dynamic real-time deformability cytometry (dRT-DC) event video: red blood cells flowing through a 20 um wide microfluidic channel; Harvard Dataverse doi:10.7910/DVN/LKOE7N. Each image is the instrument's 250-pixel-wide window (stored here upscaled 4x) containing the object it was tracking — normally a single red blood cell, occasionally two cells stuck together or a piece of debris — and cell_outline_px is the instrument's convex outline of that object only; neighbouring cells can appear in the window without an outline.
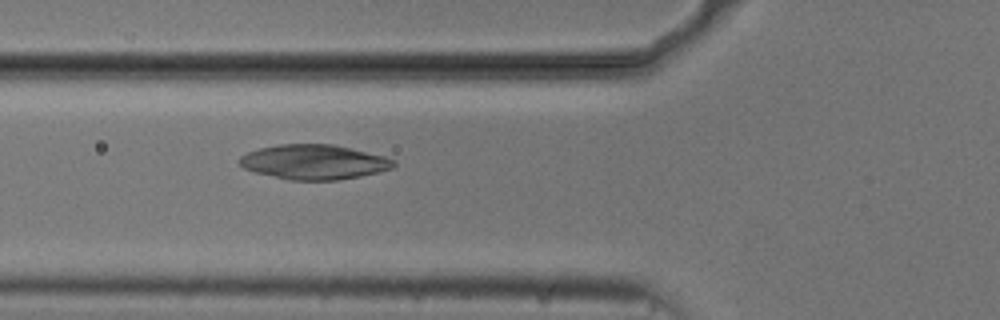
{"species": "common noctule bat (a hibernating species)", "species_latin": "Nyctalus noctula", "temperature_condition": "cold", "stored_images_in_passage": 54, "camera_frame_rate_fps": 3000, "um_per_image_px": 0.085, "animal": {"sex": "male", "body_mass_g": 20.5, "forearm_length_mm": 52.5}, "frame": {"image": 1, "passage_image": 20, "time_ms": 6.333, "image_size_px": [1000, 320], "cell_outline_px": [[396, 164], [392, 168], [380, 172], [360, 176], [336, 180], [288, 180], [256, 172], [244, 168], [236, 160], [240, 156], [248, 152], [260, 148], [276, 144], [336, 144], [384, 156], [396, 160]], "centroid_in_image_um": [26.7, 13.76], "position_along_channel_um": 99.1, "area_um2": 31.39}}
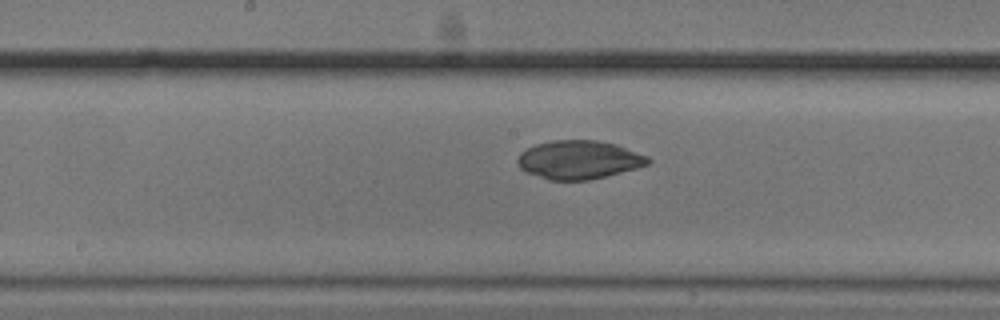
{"frame": {"image": 2, "passage_image": 28, "time_ms": 9.0, "image_size_px": [1000, 320], "cell_outline_px": [[652, 160], [648, 164], [636, 168], [588, 180], [548, 180], [524, 172], [520, 168], [516, 160], [520, 152], [536, 144], [552, 140], [596, 140], [616, 144], [648, 156]], "centroid_in_image_um": [49.17, 13.58], "position_along_channel_um": 199.0, "area_um2": 29.3}}
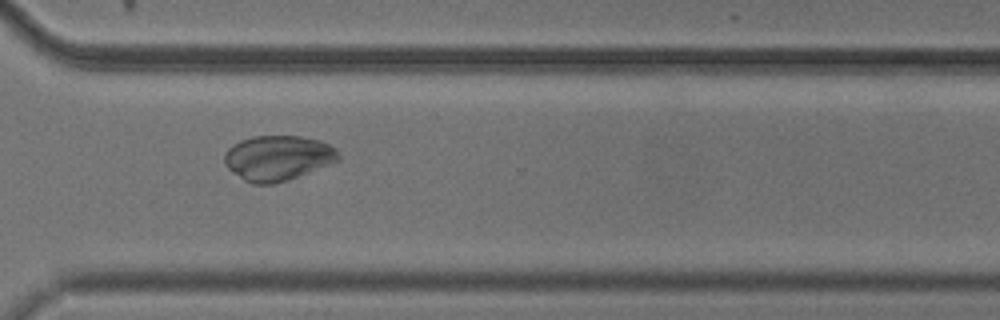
{"frame": {"image": 3, "passage_image": 40, "time_ms": 13.0, "image_size_px": [1000, 320], "cell_outline_px": [[340, 160], [296, 176], [272, 184], [252, 184], [244, 180], [232, 172], [224, 164], [224, 152], [232, 144], [240, 140], [252, 136], [300, 136], [320, 140], [336, 148], [340, 156]], "centroid_in_image_um": [23.57, 13.41], "position_along_channel_um": 347.0, "area_um2": 29.82}}